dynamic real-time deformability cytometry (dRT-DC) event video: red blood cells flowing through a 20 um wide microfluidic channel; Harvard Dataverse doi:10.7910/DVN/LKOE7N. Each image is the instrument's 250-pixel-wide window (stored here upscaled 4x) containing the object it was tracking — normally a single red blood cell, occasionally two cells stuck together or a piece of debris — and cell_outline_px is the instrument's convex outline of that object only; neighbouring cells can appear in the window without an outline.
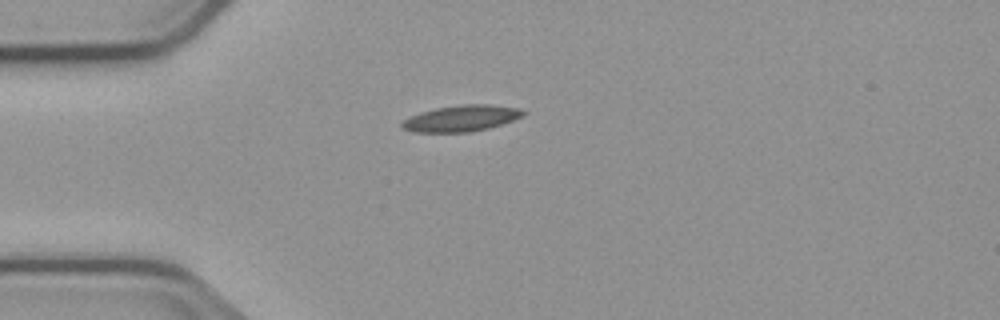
{"species": "common noctule bat (a hibernating species)", "species_latin": "Nyctalus noctula", "temperature_condition": "cold", "stored_images_in_passage": 2, "camera_frame_rate_fps": 3000, "um_per_image_px": 0.085, "animal": {"sex": "male", "body_mass_g": 23.1, "forearm_length_mm": 52.7}, "frame": {"image": 1, "passage_image": 1, "time_ms": 0.0, "image_size_px": [1000, 320], "cell_outline_px": [[528, 112], [512, 120], [488, 128], [468, 132], [416, 132], [404, 128], [400, 124], [404, 120], [420, 112], [436, 108], [460, 104], [488, 104], [520, 108]], "centroid_in_image_um": [39.23, 10.04], "position_along_channel_um": 45.8, "area_um2": 18.26}}